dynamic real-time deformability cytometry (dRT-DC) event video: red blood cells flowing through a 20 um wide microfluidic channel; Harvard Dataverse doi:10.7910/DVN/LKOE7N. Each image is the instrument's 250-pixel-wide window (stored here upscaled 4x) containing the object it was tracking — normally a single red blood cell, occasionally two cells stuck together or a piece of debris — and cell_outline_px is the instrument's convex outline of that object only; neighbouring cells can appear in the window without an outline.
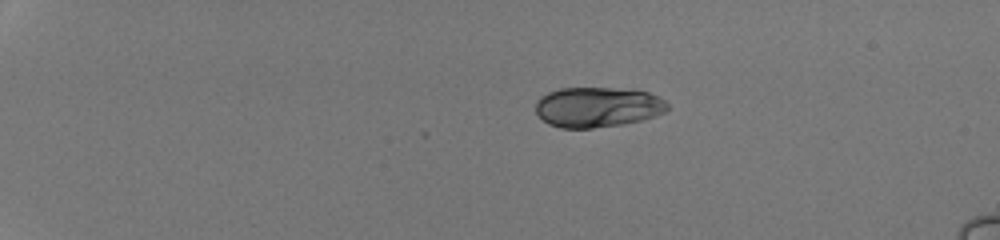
{"species": "human", "species_latin": "Homo sapiens", "temperature_condition": "room temperature", "stored_images_in_passage": 22, "camera_frame_rate_fps": 3000, "um_per_image_px": 0.085, "donor": {"sex": "male"}, "frame": {"image": 1, "passage_image": 1, "time_ms": 0.0, "image_size_px": [1000, 240], "cell_outline_px": [[668, 108], [664, 112], [656, 116], [624, 124], [592, 128], [560, 128], [548, 124], [536, 112], [536, 100], [540, 96], [548, 92], [560, 88], [612, 88], [648, 92], [660, 96], [668, 104]], "centroid_in_image_um": [50.78, 9.1], "position_along_channel_um": 34.2, "area_um2": 30.92}}
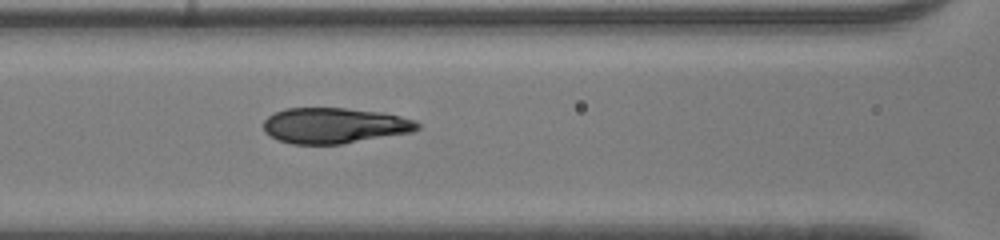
{"frame": {"image": 2, "passage_image": 16, "time_ms": 5.0, "image_size_px": [1000, 240], "cell_outline_px": [[420, 128], [412, 132], [340, 144], [292, 144], [280, 140], [264, 132], [264, 120], [268, 116], [284, 108], [348, 108], [384, 112], [416, 120], [420, 124]], "centroid_in_image_um": [28.45, 10.66], "position_along_channel_um": 138.1, "area_um2": 32.02}}
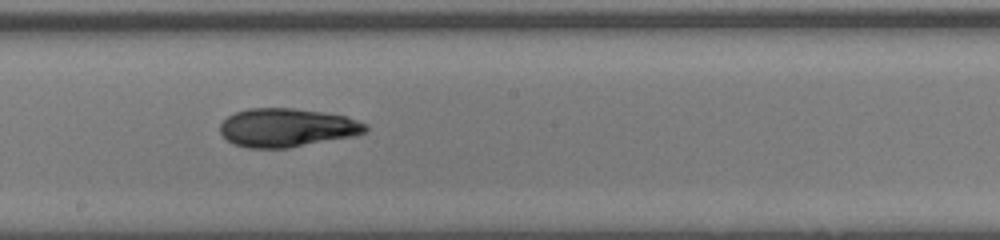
{"frame": {"image": 3, "passage_image": 22, "time_ms": 7.0, "image_size_px": [1000, 240], "cell_outline_px": [[368, 128], [364, 132], [356, 136], [288, 148], [248, 148], [232, 144], [220, 132], [220, 124], [228, 116], [236, 112], [248, 108], [296, 108], [324, 112], [348, 116], [368, 124]], "centroid_in_image_um": [24.42, 10.85], "position_along_channel_um": 223.8, "area_um2": 33.0}}